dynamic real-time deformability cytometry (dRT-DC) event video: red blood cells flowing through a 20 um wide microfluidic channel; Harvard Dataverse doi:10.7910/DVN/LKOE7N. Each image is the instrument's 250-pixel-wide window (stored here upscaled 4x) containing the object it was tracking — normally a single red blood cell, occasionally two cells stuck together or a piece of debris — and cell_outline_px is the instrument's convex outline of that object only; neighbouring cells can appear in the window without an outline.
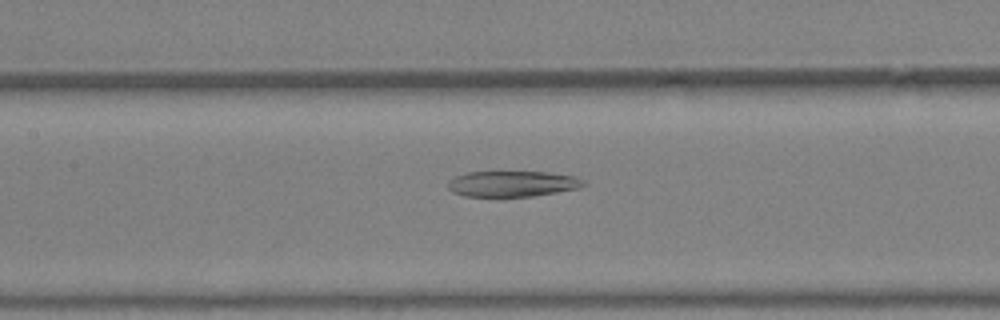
{"species": "Egyptian fruit bat (a non-hibernating species)", "species_latin": "Rousettus aegyptiacus", "temperature_condition": "warm", "stored_images_in_passage": 36, "camera_frame_rate_fps": 3000, "um_per_image_px": 0.085, "animal": {"sex": "female"}, "frame": {"image": 1, "passage_image": 14, "time_ms": 4.333, "image_size_px": [1000, 320], "cell_outline_px": [[588, 184], [580, 188], [532, 196], [464, 196], [452, 192], [448, 188], [448, 180], [456, 176], [468, 172], [548, 172], [576, 176], [584, 180]], "centroid_in_image_um": [43.58, 15.61], "position_along_channel_um": 163.8, "area_um2": 20.4}}
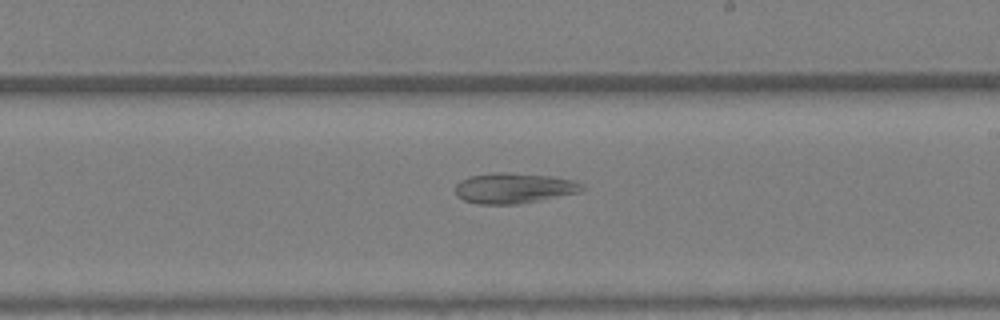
{"frame": {"image": 2, "passage_image": 19, "time_ms": 6.0, "image_size_px": [1000, 320], "cell_outline_px": [[588, 188], [580, 192], [520, 204], [476, 204], [464, 200], [456, 196], [456, 184], [460, 180], [468, 176], [496, 172], [504, 172], [552, 176], [572, 180], [584, 184]], "centroid_in_image_um": [43.69, 15.99], "position_along_channel_um": 245.3, "area_um2": 22.72}}
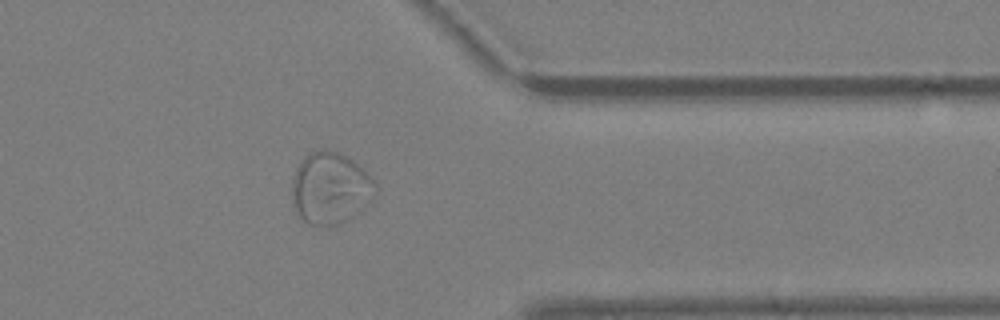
{"frame": {"image": 3, "passage_image": 28, "time_ms": 9.0, "image_size_px": [1000, 320], "cell_outline_px": [[376, 196], [372, 204], [348, 220], [340, 224], [308, 224], [300, 216], [292, 204], [292, 180], [296, 168], [300, 160], [304, 156], [320, 148], [328, 148], [340, 152], [352, 160], [368, 172], [372, 176], [376, 184]], "centroid_in_image_um": [28.12, 15.97], "position_along_channel_um": 383.3, "area_um2": 35.6}}